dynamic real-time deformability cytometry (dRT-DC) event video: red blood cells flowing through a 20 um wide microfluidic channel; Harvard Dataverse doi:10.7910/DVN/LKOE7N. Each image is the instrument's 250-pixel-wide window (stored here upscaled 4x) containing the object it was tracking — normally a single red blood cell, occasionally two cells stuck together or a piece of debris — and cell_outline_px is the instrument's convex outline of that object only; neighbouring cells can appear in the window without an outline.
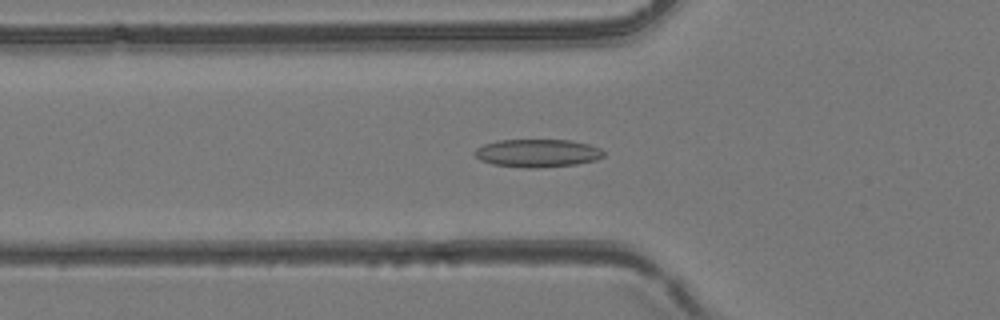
{"species": "common noctule bat (a hibernating species)", "species_latin": "Nyctalus noctula", "temperature_condition": "room temperature", "stored_images_in_passage": 23, "camera_frame_rate_fps": 3000, "um_per_image_px": 0.085, "animal": {"sex": "female", "body_mass_g": 24.6, "forearm_length_mm": 56.2}, "frame": {"image": 1, "passage_image": 5, "time_ms": 1.333, "image_size_px": [1000, 320], "cell_outline_px": [[604, 156], [596, 160], [576, 164], [536, 168], [524, 168], [492, 164], [480, 160], [472, 152], [476, 148], [484, 144], [500, 140], [568, 140], [588, 144], [600, 148], [604, 152]], "centroid_in_image_um": [45.66, 13.02], "position_along_channel_um": 80.1, "area_um2": 21.04}}
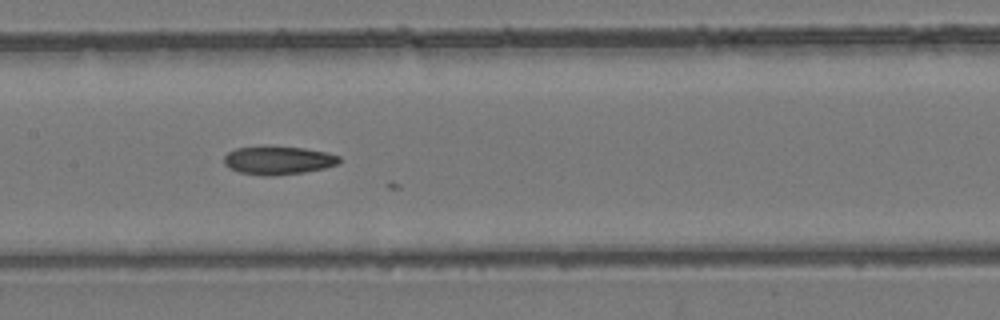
{"frame": {"image": 2, "passage_image": 12, "time_ms": 3.667, "image_size_px": [1000, 320], "cell_outline_px": [[340, 160], [336, 164], [324, 168], [304, 172], [272, 176], [264, 176], [240, 172], [224, 164], [224, 156], [228, 152], [236, 148], [304, 148], [328, 152], [340, 156]], "centroid_in_image_um": [23.67, 13.65], "position_along_channel_um": 183.7, "area_um2": 18.44}}
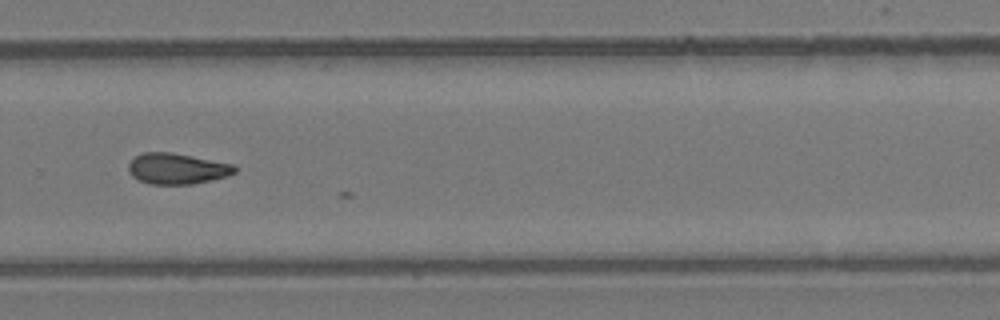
{"frame": {"image": 3, "passage_image": 21, "time_ms": 6.667, "image_size_px": [1000, 320], "cell_outline_px": [[236, 172], [228, 176], [212, 180], [192, 184], [152, 184], [140, 180], [132, 176], [128, 172], [128, 164], [136, 156], [144, 152], [172, 152], [232, 164], [236, 168]], "centroid_in_image_um": [15.04, 14.33], "position_along_channel_um": 314.8, "area_um2": 19.02}}